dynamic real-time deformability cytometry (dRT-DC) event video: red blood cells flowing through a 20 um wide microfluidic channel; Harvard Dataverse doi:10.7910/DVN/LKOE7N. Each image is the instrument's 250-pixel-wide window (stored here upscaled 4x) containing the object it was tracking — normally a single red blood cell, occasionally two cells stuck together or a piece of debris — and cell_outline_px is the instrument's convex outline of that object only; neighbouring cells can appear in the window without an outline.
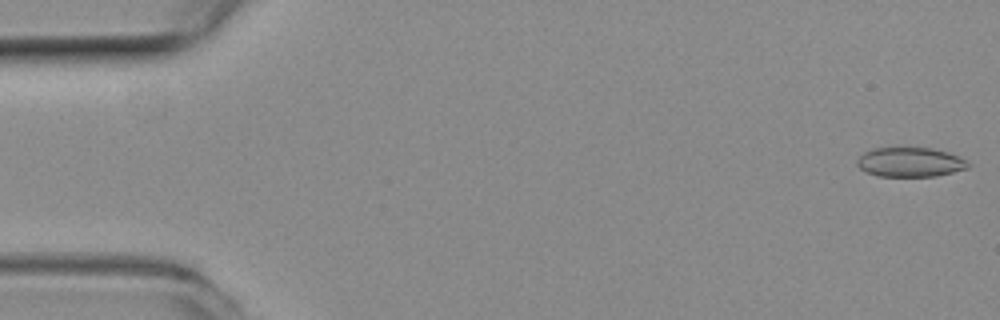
{"species": "common noctule bat (a hibernating species)", "species_latin": "Nyctalus noctula", "temperature_condition": "room temperature", "stored_images_in_passage": 55, "camera_frame_rate_fps": 3000, "um_per_image_px": 0.085, "animal": {"sex": "female", "body_mass_g": 19.3, "forearm_length_mm": 54.1}, "frame": {"image": 1, "passage_image": 1, "time_ms": 0.0, "image_size_px": [1000, 320], "cell_outline_px": [[972, 164], [968, 168], [936, 176], [880, 176], [868, 172], [860, 168], [856, 164], [856, 160], [864, 152], [872, 148], [900, 144], [932, 148], [948, 152], [960, 156], [968, 160]], "centroid_in_image_um": [77.37, 13.72], "position_along_channel_um": 7.6, "area_um2": 20.0}}
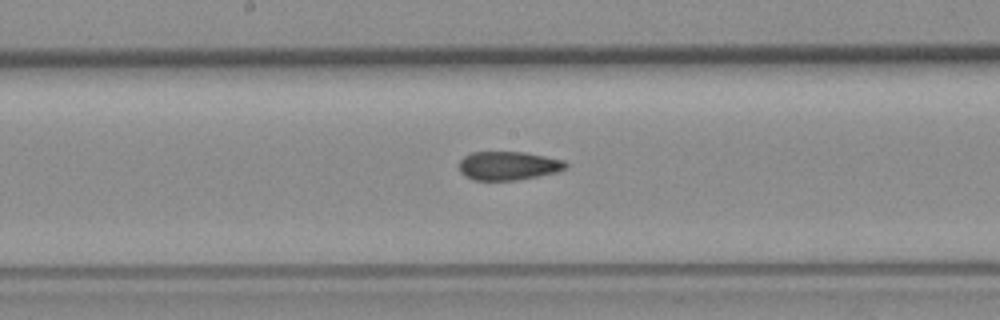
{"frame": {"image": 2, "passage_image": 28, "time_ms": 9.0, "image_size_px": [1000, 320], "cell_outline_px": [[568, 168], [556, 172], [516, 180], [472, 180], [464, 176], [460, 172], [460, 160], [464, 156], [472, 152], [524, 152], [564, 160], [568, 164]], "centroid_in_image_um": [43.2, 14.09], "position_along_channel_um": 205.0, "area_um2": 17.8}}
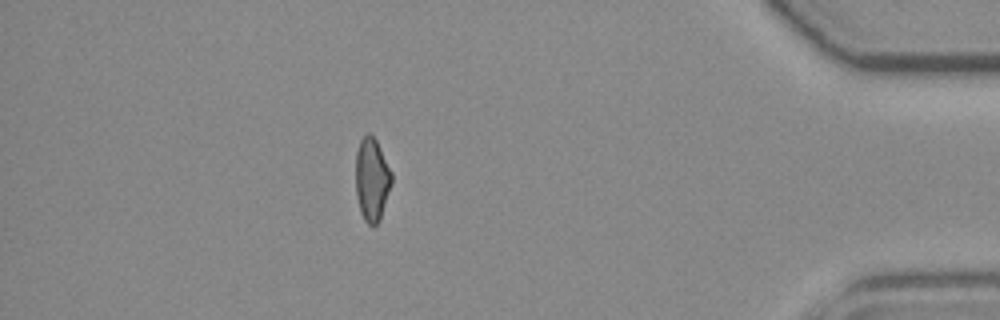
{"frame": {"image": 3, "passage_image": 48, "time_ms": 15.667, "image_size_px": [1000, 320], "cell_outline_px": [[392, 184], [380, 220], [372, 228], [364, 220], [360, 212], [356, 196], [356, 152], [360, 140], [368, 132], [376, 140], [392, 172]], "centroid_in_image_um": [31.61, 15.29], "position_along_channel_um": 403.6, "area_um2": 17.57}, "authors_computed_cell_mechanics": {"area_um2": 18.5538, "velocity_mm_per_s": 3.7302, "shape_relaxation_time_tau1_ms": null, "shape_relaxation_time_tau2_ms": 2.8835, "deformation_change_tau1": null, "deformation_change_tau2": 0.0898}}